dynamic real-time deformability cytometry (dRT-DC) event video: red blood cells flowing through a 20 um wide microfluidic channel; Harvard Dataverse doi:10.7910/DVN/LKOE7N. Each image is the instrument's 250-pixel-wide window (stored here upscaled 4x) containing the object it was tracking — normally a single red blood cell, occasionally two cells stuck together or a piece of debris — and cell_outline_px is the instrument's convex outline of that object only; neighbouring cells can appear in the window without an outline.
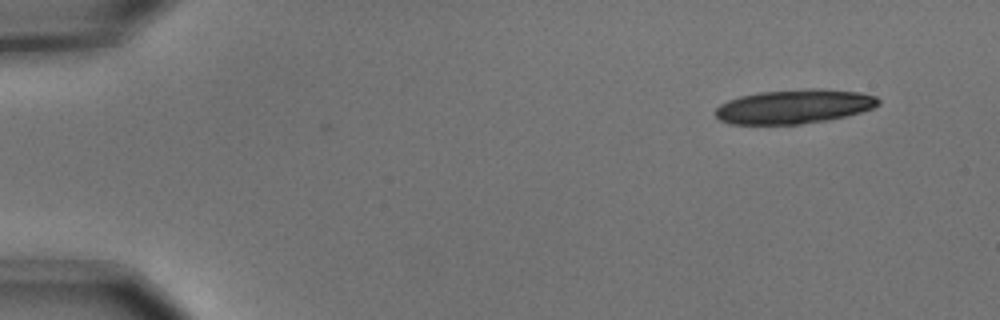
{"species": "common noctule bat (a hibernating species)", "species_latin": "Nyctalus noctula", "temperature_condition": "cold", "stored_images_in_passage": 5, "camera_frame_rate_fps": 3000, "um_per_image_px": 0.085, "animal": {"sex": "male", "body_mass_g": 15.6}, "frame": {"image": 1, "passage_image": 1, "time_ms": 0.0, "image_size_px": [1000, 320], "cell_outline_px": [[880, 104], [872, 108], [860, 112], [828, 120], [800, 124], [728, 124], [720, 120], [716, 116], [716, 108], [720, 104], [728, 100], [740, 96], [760, 92], [804, 88], [820, 88], [860, 92], [876, 96], [880, 100]], "centroid_in_image_um": [67.5, 9.04], "position_along_channel_um": 17.5, "area_um2": 32.6}}
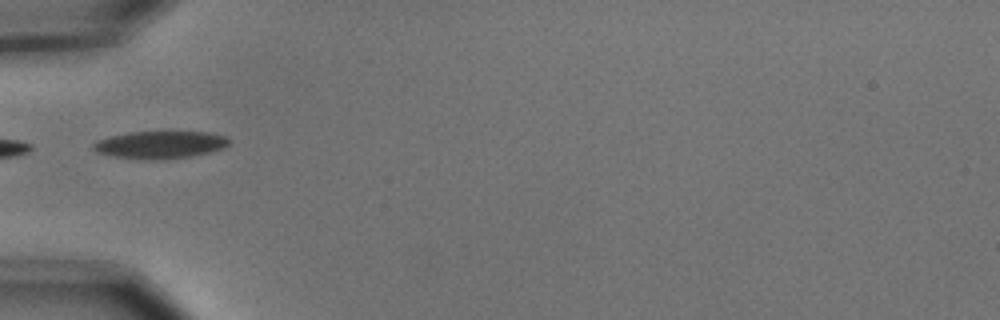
{"frame": {"image": 2, "passage_image": 5, "time_ms": 1.333, "image_size_px": [1000, 320], "cell_outline_px": [[228, 144], [224, 148], [212, 152], [192, 156], [164, 160], [140, 160], [112, 156], [96, 152], [92, 148], [92, 144], [96, 140], [108, 136], [128, 132], [208, 132], [228, 136]], "centroid_in_image_um": [13.58, 12.31], "position_along_channel_um": 71.4, "area_um2": 22.2}}